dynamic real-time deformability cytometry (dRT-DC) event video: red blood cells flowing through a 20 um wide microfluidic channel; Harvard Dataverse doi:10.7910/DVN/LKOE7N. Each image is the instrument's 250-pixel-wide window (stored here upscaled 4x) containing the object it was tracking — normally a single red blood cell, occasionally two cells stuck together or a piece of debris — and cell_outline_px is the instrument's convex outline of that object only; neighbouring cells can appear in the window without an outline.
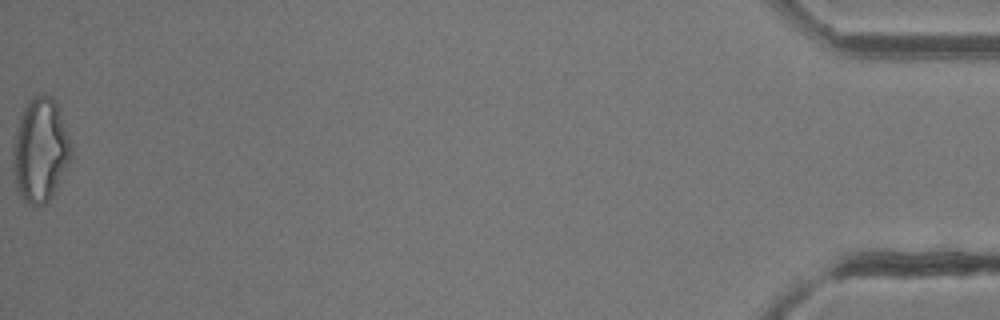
{"species": "common noctule bat (a hibernating species)", "species_latin": "Nyctalus noctula", "temperature_condition": "room temperature", "stored_images_in_passage": 34, "camera_frame_rate_fps": 3000, "um_per_image_px": 0.085, "animal": {"sex": "female"}, "frame": {"image": 1, "passage_image": 34, "time_ms": 11.0, "image_size_px": [1000, 320], "cell_outline_px": [[72, 156], [52, 196], [44, 204], [36, 208], [28, 204], [20, 196], [16, 188], [12, 168], [12, 164], [16, 128], [20, 116], [24, 108], [32, 96], [52, 96], [56, 104], [72, 140]], "centroid_in_image_um": [3.43, 12.8], "position_along_channel_um": 431.8, "area_um2": 35.32}}